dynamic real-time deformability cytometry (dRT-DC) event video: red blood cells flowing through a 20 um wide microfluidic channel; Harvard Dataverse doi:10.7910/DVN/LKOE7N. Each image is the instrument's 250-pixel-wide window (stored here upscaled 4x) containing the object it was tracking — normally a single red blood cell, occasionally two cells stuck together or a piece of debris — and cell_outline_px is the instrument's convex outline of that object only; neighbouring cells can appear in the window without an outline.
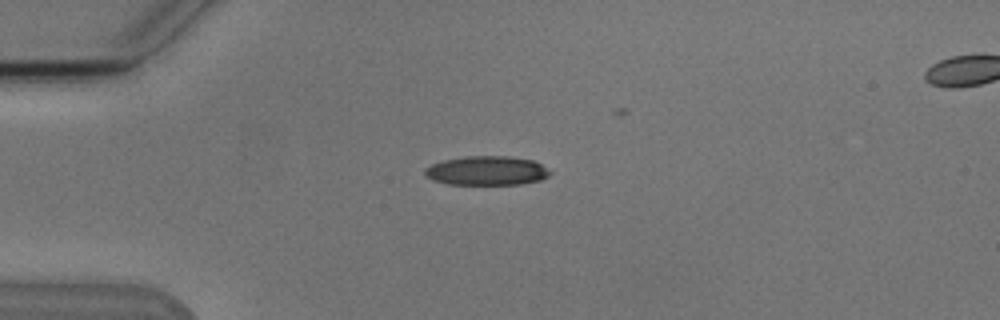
{"species": "Egyptian fruit bat (a non-hibernating species)", "species_latin": "Rousettus aegyptiacus", "temperature_condition": "cold", "stored_images_in_passage": 10, "camera_frame_rate_fps": 3000, "um_per_image_px": 0.085, "animal": {"sex": "male"}, "frame": {"image": 1, "passage_image": 4, "time_ms": 3.667, "image_size_px": [1000, 320], "cell_outline_px": [[552, 172], [548, 176], [540, 180], [520, 184], [448, 184], [432, 180], [424, 176], [424, 168], [432, 164], [444, 160], [464, 156], [508, 156], [532, 160], [540, 164]], "centroid_in_image_um": [41.33, 14.51], "position_along_channel_um": 43.7, "area_um2": 21.27}}
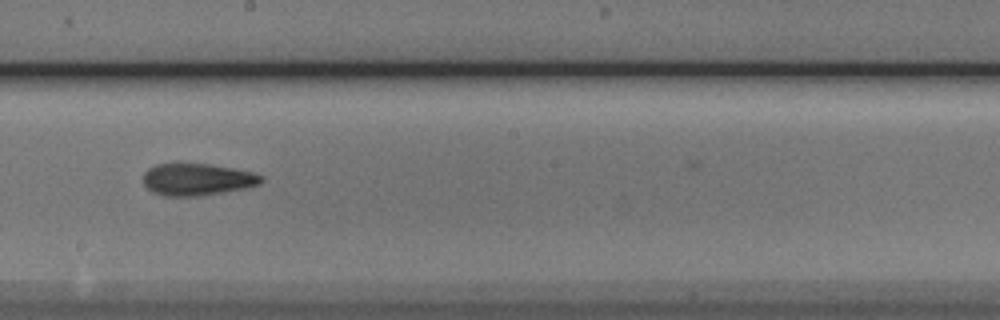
{"frame": {"image": 2, "passage_image": 9, "time_ms": 9.333, "image_size_px": [1000, 320], "cell_outline_px": [[264, 180], [260, 184], [244, 188], [224, 192], [200, 196], [164, 196], [152, 192], [144, 184], [144, 172], [148, 168], [156, 164], [208, 164], [232, 168], [252, 172], [264, 176]], "centroid_in_image_um": [16.77, 15.26], "position_along_channel_um": 231.4, "area_um2": 21.96}}
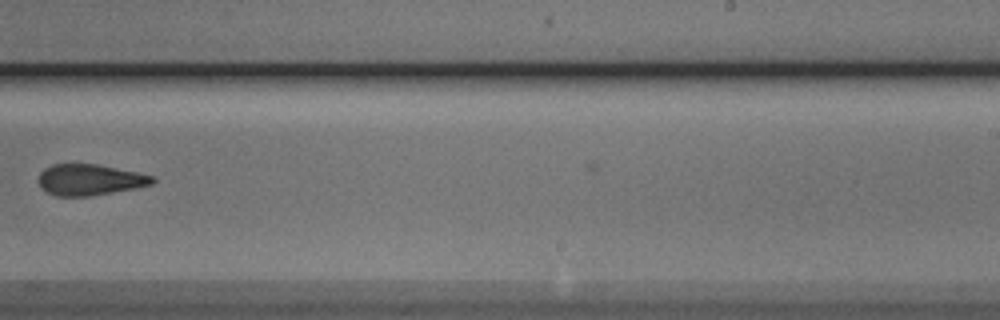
{"frame": {"image": 3, "passage_image": 10, "time_ms": 10.667, "image_size_px": [1000, 320], "cell_outline_px": [[156, 180], [152, 184], [92, 196], [56, 196], [40, 188], [40, 172], [44, 168], [52, 164], [96, 164], [136, 172], [152, 176]], "centroid_in_image_um": [7.59, 15.28], "position_along_channel_um": 281.4, "area_um2": 20.35}}